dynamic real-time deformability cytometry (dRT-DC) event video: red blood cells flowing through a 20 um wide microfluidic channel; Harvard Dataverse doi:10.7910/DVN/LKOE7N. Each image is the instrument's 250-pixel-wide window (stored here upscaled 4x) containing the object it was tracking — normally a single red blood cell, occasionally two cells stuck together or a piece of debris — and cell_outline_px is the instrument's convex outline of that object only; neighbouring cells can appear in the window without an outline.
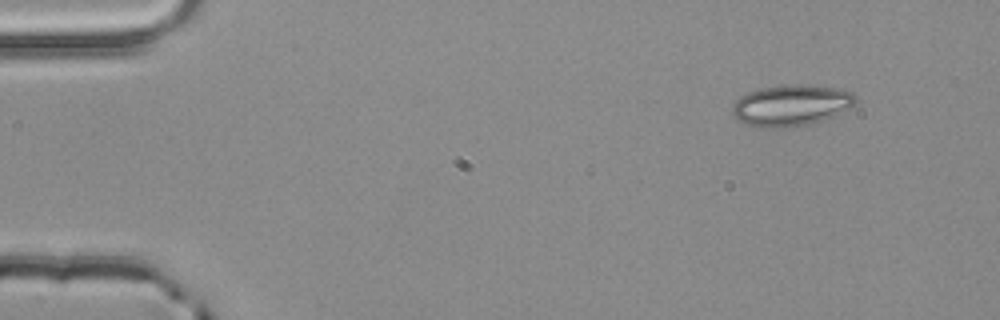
{"species": "common noctule bat (a hibernating species)", "species_latin": "Nyctalus noctula", "temperature_condition": "room temperature", "stored_images_in_passage": 4, "segment_of_instrument_passage": [1, 2], "camera_frame_rate_fps": 3000, "um_per_image_px": 0.085, "animal": {"sex": "male", "body_mass_g": 20.4}, "frame": {"image": 1, "passage_image": 1, "time_ms": 0.0, "image_size_px": [1000, 320], "cell_outline_px": [[856, 104], [824, 120], [792, 128], [760, 128], [736, 120], [732, 112], [732, 104], [740, 96], [748, 92], [760, 88], [784, 84], [804, 84], [840, 88], [852, 92], [856, 96]], "centroid_in_image_um": [67.23, 8.95], "position_along_channel_um": 17.8, "area_um2": 30.06}}